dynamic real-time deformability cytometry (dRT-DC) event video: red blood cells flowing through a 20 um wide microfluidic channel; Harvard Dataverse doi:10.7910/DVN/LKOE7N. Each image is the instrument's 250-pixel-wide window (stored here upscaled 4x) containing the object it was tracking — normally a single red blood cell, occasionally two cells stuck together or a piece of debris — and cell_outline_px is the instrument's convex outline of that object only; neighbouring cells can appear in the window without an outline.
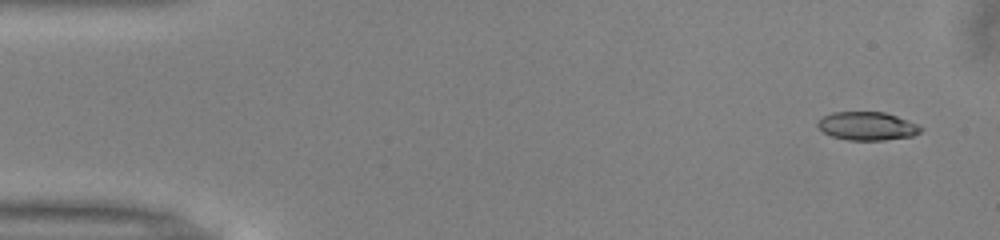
{"species": "common noctule bat (a hibernating species)", "species_latin": "Nyctalus noctula", "temperature_condition": "warm", "stored_images_in_passage": 51, "camera_frame_rate_fps": 3000, "um_per_image_px": 0.085, "animal": {"sex": "male", "body_mass_g": 13.0, "forearm_length_mm": 53.1}, "frame": {"image": 1, "passage_image": 2, "time_ms": 0.333, "image_size_px": [1000, 240], "cell_outline_px": [[924, 128], [920, 132], [912, 136], [884, 140], [848, 140], [832, 136], [824, 132], [816, 124], [816, 120], [832, 112], [884, 112], [896, 116], [916, 124]], "centroid_in_image_um": [73.69, 10.71], "position_along_channel_um": 11.3, "area_um2": 16.94}}
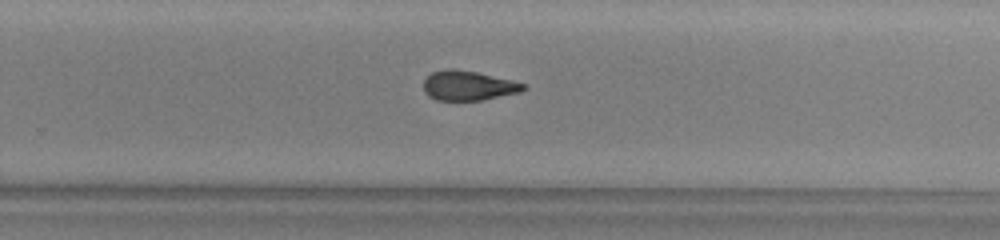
{"frame": {"image": 2, "passage_image": 32, "time_ms": 10.333, "image_size_px": [1000, 240], "cell_outline_px": [[528, 88], [520, 92], [480, 100], [436, 100], [428, 96], [424, 92], [424, 80], [432, 72], [476, 72], [512, 80], [524, 84]], "centroid_in_image_um": [39.84, 7.33], "position_along_channel_um": 290.0, "area_um2": 16.47}}
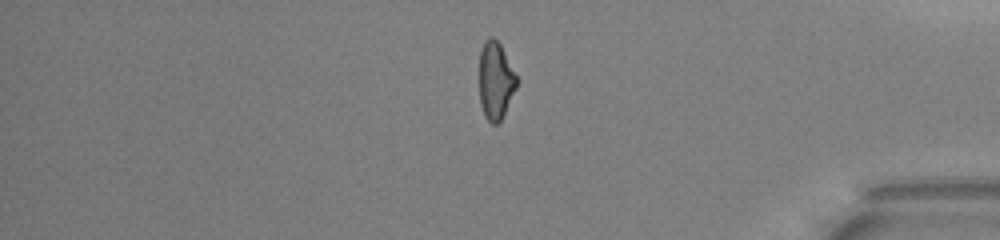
{"frame": {"image": 3, "passage_image": 42, "time_ms": 13.667, "image_size_px": [1000, 240], "cell_outline_px": [[516, 88], [500, 120], [496, 124], [492, 124], [484, 116], [480, 104], [480, 52], [484, 40], [488, 36], [492, 36], [500, 44], [516, 76]], "centroid_in_image_um": [42.09, 6.83], "position_along_channel_um": 393.1, "area_um2": 16.53}, "authors_computed_cell_mechanics": {"area_um2": 17.6868, "velocity_mm_per_s": 4.0144, "shape_relaxation_time_tau1_ms": 7.2081, "shape_relaxation_time_tau2_ms": 3.2696, "deformation_change_tau1": 0.2153, "deformation_change_tau2": 0.1179}}